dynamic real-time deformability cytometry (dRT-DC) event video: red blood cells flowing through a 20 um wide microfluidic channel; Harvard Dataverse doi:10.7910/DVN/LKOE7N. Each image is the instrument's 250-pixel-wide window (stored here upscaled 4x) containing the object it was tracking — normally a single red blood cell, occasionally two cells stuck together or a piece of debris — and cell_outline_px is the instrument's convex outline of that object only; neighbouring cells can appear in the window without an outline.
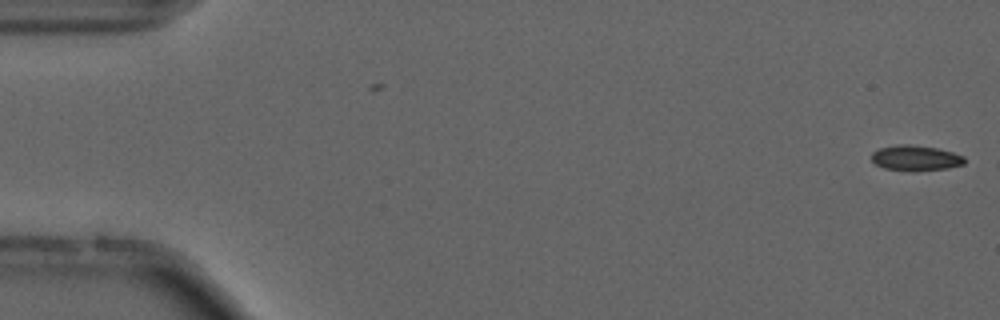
{"species": "common noctule bat (a hibernating species)", "species_latin": "Nyctalus noctula", "temperature_condition": "cold", "stored_images_in_passage": 4, "camera_frame_rate_fps": 3000, "um_per_image_px": 0.085, "animal": {"sex": "male", "forearm_length_mm": 52.5}, "frame": {"image": 1, "passage_image": 4, "time_ms": 1.0, "image_size_px": [1000, 320], "cell_outline_px": [[964, 164], [948, 168], [912, 172], [884, 168], [876, 164], [872, 160], [872, 152], [880, 148], [900, 144], [908, 144], [936, 148], [952, 152], [964, 156]], "centroid_in_image_um": [77.82, 13.44], "position_along_channel_um": 7.2, "area_um2": 13.76}}